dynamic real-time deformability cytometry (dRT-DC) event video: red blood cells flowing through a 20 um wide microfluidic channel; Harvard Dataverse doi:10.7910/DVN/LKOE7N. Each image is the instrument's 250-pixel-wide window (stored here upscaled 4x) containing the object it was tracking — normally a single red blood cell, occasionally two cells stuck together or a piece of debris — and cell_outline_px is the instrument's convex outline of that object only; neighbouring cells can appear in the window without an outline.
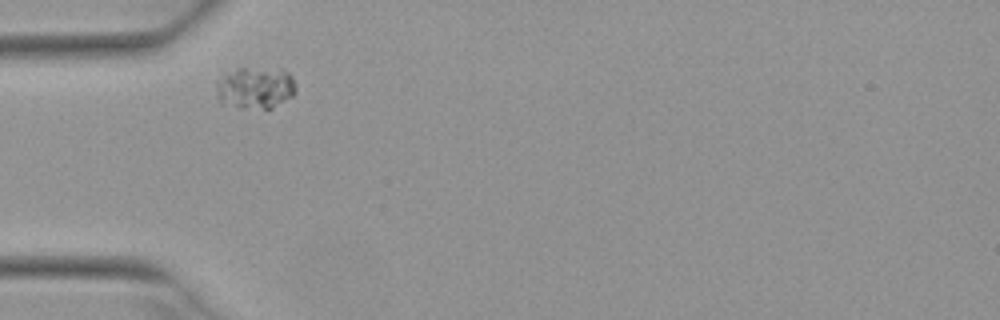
{"species": "Egyptian fruit bat (a non-hibernating species)", "species_latin": "Rousettus aegyptiacus", "temperature_condition": "warm", "stored_images_in_passage": 1, "camera_frame_rate_fps": 3000, "um_per_image_px": 0.085, "animal": {"sex": "female"}, "frame": {"image": 1, "passage_image": 1, "time_ms": 0.0, "image_size_px": [1000, 320], "cell_outline_px": [[296, 92], [292, 96], [272, 108], [240, 108], [220, 104], [216, 96], [216, 84], [220, 72], [240, 68], [280, 68], [288, 72], [292, 76], [296, 88]], "centroid_in_image_um": [21.64, 7.44], "position_along_channel_um": 63.4, "area_um2": 20.06}}